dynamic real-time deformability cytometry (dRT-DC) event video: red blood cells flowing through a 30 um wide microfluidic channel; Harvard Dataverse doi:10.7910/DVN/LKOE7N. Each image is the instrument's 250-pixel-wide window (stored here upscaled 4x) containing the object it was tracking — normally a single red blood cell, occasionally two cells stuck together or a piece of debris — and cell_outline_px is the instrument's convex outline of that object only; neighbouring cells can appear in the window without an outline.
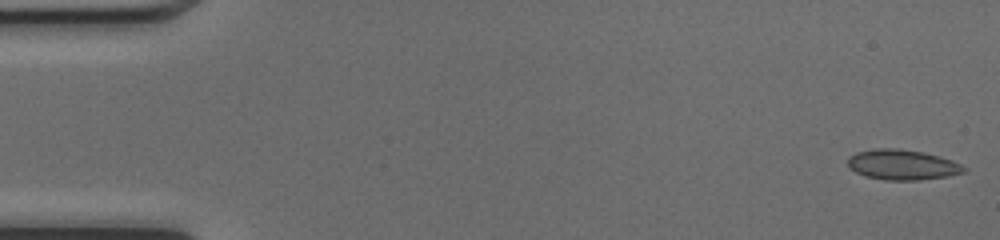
{"species": "common noctule bat (a hibernating species)", "species_latin": "Nyctalus noctula", "temperature_condition": "cold", "stored_images_in_passage": 48, "camera_frame_rate_fps": 3000, "um_per_image_px": 0.085, "animal": {"sex": "female", "body_mass_g": 17.0, "forearm_length_mm": 48.0}, "frame": {"image": 1, "passage_image": 1, "time_ms": 0.0, "image_size_px": [1000, 240], "cell_outline_px": [[968, 172], [948, 176], [920, 180], [884, 180], [864, 176], [848, 168], [848, 156], [856, 152], [876, 148], [900, 148], [924, 152], [940, 156], [952, 160], [968, 168]], "centroid_in_image_um": [76.71, 14.0], "position_along_channel_um": 8.3, "area_um2": 20.87}}
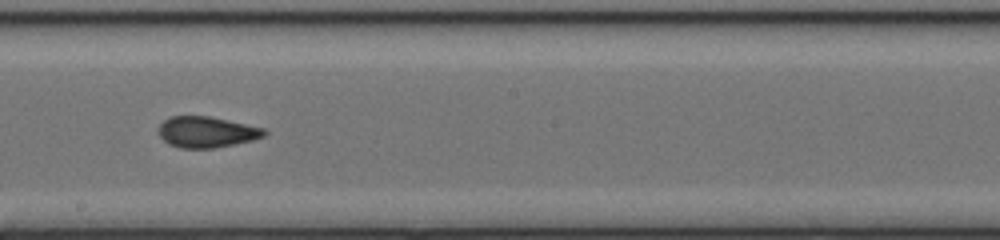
{"frame": {"image": 2, "passage_image": 27, "time_ms": 8.667, "image_size_px": [1000, 240], "cell_outline_px": [[268, 132], [264, 136], [252, 140], [212, 148], [180, 148], [168, 144], [160, 136], [160, 124], [168, 116], [208, 116], [264, 128]], "centroid_in_image_um": [17.55, 11.22], "position_along_channel_um": 230.7, "area_um2": 18.84}}
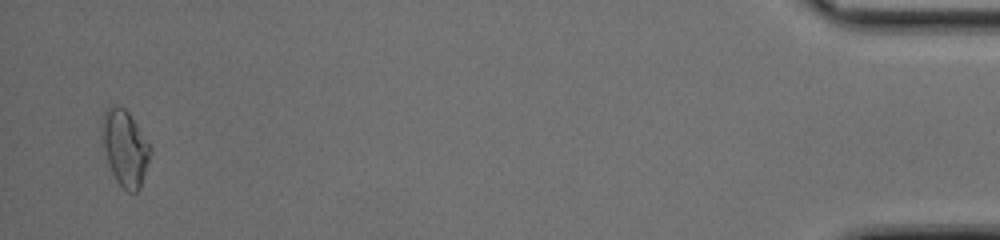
{"frame": {"image": 3, "passage_image": 47, "time_ms": 15.333, "image_size_px": [1000, 240], "cell_outline_px": [[152, 152], [140, 188], [136, 192], [128, 192], [116, 180], [112, 172], [100, 144], [100, 128], [104, 112], [108, 104], [112, 104], [124, 108], [128, 112], [152, 148]], "centroid_in_image_um": [10.58, 12.55], "position_along_channel_um": 424.6, "area_um2": 21.73}, "authors_computed_cell_mechanics": {"area_um2": 19.4208, "velocity_mm_per_s": 4.2617, "shape_relaxation_time_tau1_ms": null, "shape_relaxation_time_tau2_ms": 1.4554, "deformation_change_tau1": null, "deformation_change_tau2": 0.069}}